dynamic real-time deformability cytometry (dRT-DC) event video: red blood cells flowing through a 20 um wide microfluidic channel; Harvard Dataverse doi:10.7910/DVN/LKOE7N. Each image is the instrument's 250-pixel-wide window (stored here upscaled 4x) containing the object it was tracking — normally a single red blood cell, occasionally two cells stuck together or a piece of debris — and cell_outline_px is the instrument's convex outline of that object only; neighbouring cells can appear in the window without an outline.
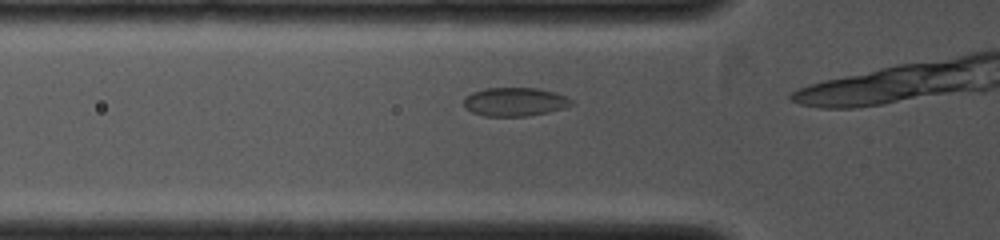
{"species": "common noctule bat (a hibernating species)", "species_latin": "Nyctalus noctula", "temperature_condition": "cold", "stored_images_in_passage": 7, "camera_frame_rate_fps": 4000, "um_per_image_px": 0.085, "animal": {"sex": "female", "body_mass_g": 19.0, "forearm_length_mm": 53.3}, "frame": {"image": 1, "passage_image": 4, "time_ms": 1.0, "image_size_px": [1000, 240], "cell_outline_px": [[576, 104], [564, 108], [548, 112], [528, 116], [484, 116], [472, 112], [464, 108], [464, 100], [472, 92], [488, 88], [536, 88], [552, 92], [564, 96], [572, 100]], "centroid_in_image_um": [43.76, 8.67], "position_along_channel_um": 82.0, "area_um2": 17.86}}
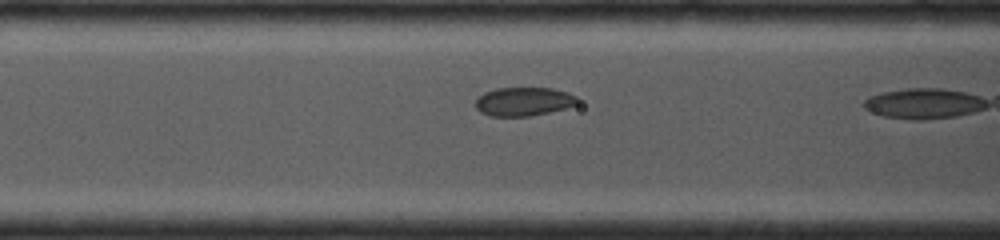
{"frame": {"image": 2, "passage_image": 6, "time_ms": 1.75, "image_size_px": [1000, 240], "cell_outline_px": [[580, 104], [548, 112], [528, 116], [492, 116], [480, 112], [476, 108], [476, 100], [484, 92], [496, 88], [552, 88], [568, 92], [576, 96], [580, 100]], "centroid_in_image_um": [44.54, 8.62], "position_along_channel_um": 122.1, "area_um2": 17.05}}